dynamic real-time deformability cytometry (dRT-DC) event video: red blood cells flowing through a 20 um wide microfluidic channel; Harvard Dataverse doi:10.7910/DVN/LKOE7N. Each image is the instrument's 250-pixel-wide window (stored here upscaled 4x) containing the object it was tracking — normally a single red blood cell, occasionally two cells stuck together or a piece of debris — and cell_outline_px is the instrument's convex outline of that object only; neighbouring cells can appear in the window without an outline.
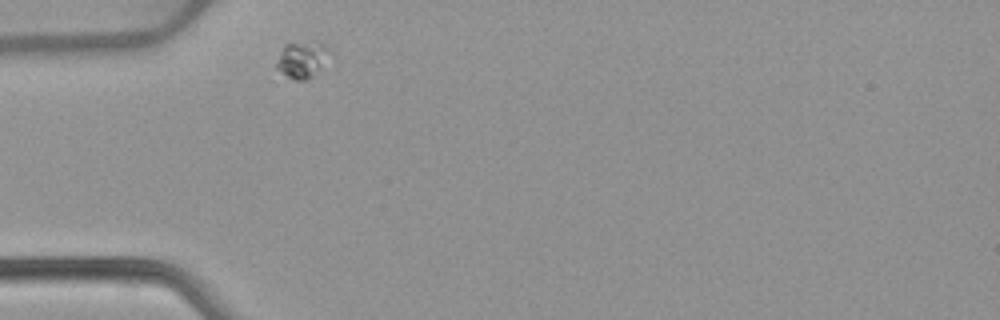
{"species": "common noctule bat (a hibernating species)", "species_latin": "Nyctalus noctula", "temperature_condition": "warm", "stored_images_in_passage": 42, "camera_frame_rate_fps": 3000, "um_per_image_px": 0.085, "animal": {"sex": "female", "body_mass_g": 22.7, "forearm_length_mm": 54.2}, "frame": {"image": 1, "passage_image": 1, "time_ms": 0.0, "image_size_px": [1000, 320], "cell_outline_px": [[324, 52], [320, 68], [308, 80], [296, 80], [288, 76], [276, 68], [276, 64], [284, 44], [324, 44]], "centroid_in_image_um": [25.55, 5.13], "position_along_channel_um": 59.5, "area_um2": 10.0}}
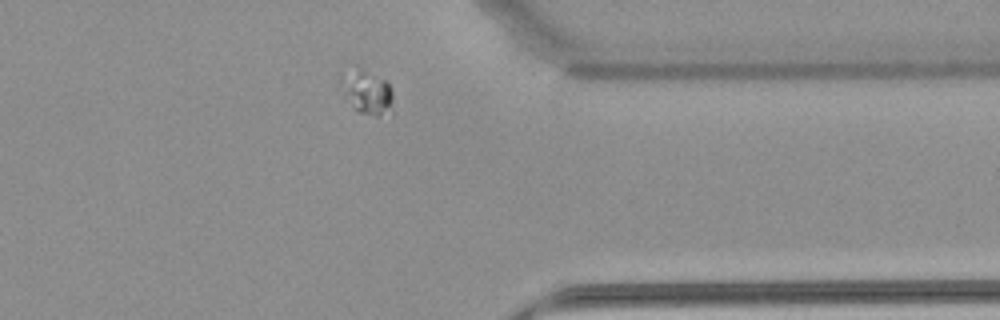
{"frame": {"image": 2, "passage_image": 30, "time_ms": 9.667, "image_size_px": [1000, 320], "cell_outline_px": [[392, 116], [376, 116], [356, 112], [336, 84], [336, 80], [340, 76], [360, 68], [364, 68], [388, 80], [392, 92]], "centroid_in_image_um": [31.19, 7.85], "position_along_channel_um": 380.2, "area_um2": 14.1}}
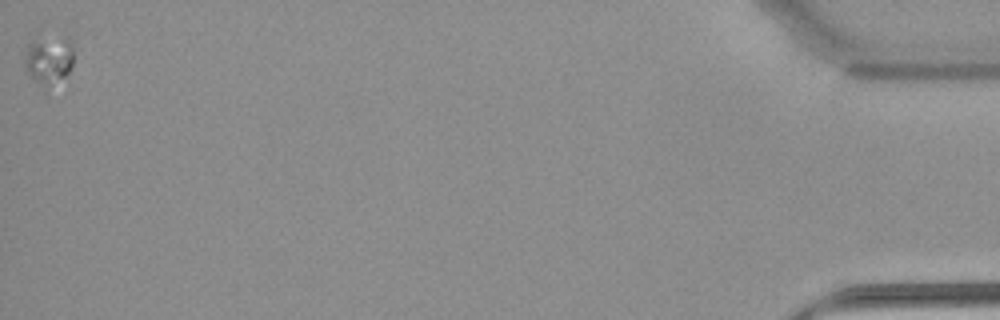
{"frame": {"image": 3, "passage_image": 42, "time_ms": 13.667, "image_size_px": [1000, 320], "cell_outline_px": [[72, 64], [68, 72], [64, 76], [44, 92], [24, 68], [24, 60], [28, 44], [32, 32], [64, 36], [72, 40]], "centroid_in_image_um": [4.09, 4.98], "position_along_channel_um": 431.1, "area_um2": 15.14}}